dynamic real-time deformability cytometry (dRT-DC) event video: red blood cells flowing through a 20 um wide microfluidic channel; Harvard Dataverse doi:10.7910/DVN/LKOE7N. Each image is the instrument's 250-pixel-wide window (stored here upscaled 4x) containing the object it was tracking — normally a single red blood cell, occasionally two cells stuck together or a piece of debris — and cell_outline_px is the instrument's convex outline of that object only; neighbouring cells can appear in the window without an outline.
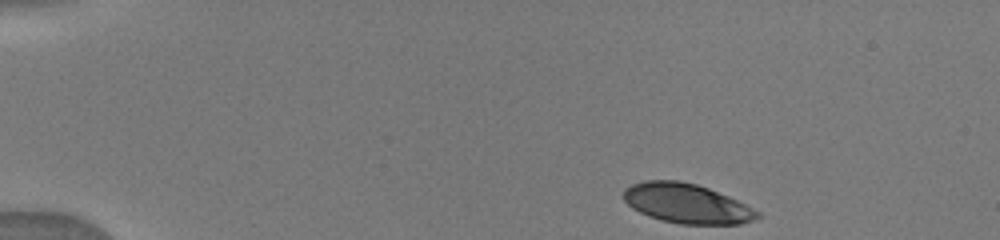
{"species": "human", "species_latin": "Homo sapiens", "temperature_condition": "warm", "stored_images_in_passage": 44, "camera_frame_rate_fps": 3000, "um_per_image_px": 0.085, "donor": {"sex": "male"}, "frame": {"image": 1, "passage_image": 1, "time_ms": 0.0, "image_size_px": [1000, 240], "cell_outline_px": [[760, 216], [756, 220], [740, 224], [680, 224], [660, 220], [648, 216], [632, 208], [624, 200], [624, 188], [632, 184], [644, 180], [680, 180], [696, 184], [708, 188], [728, 196], [760, 212]], "centroid_in_image_um": [58.36, 17.3], "position_along_channel_um": 26.6, "area_um2": 30.92}}
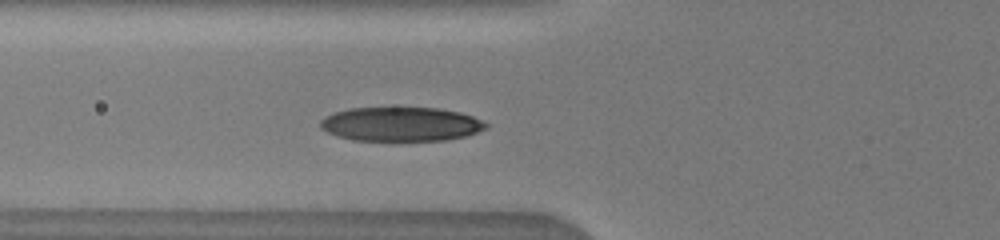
{"frame": {"image": 2, "passage_image": 12, "time_ms": 4.0, "image_size_px": [1000, 240], "cell_outline_px": [[488, 128], [464, 136], [448, 140], [352, 140], [328, 132], [320, 128], [320, 120], [324, 116], [332, 112], [348, 108], [440, 108], [460, 112], [472, 116], [488, 124]], "centroid_in_image_um": [34.06, 10.54], "position_along_channel_um": 91.7, "area_um2": 32.89}}
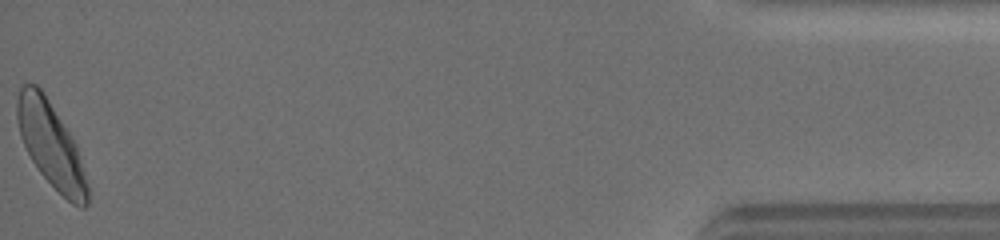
{"frame": {"image": 3, "passage_image": 44, "time_ms": 14.333, "image_size_px": [1000, 240], "cell_outline_px": [[88, 204], [84, 208], [80, 208], [72, 204], [40, 172], [32, 160], [20, 136], [16, 120], [16, 100], [20, 84], [36, 84], [44, 92], [76, 144], [88, 184]], "centroid_in_image_um": [4.31, 12.28], "position_along_channel_um": 430.9, "area_um2": 34.51}}